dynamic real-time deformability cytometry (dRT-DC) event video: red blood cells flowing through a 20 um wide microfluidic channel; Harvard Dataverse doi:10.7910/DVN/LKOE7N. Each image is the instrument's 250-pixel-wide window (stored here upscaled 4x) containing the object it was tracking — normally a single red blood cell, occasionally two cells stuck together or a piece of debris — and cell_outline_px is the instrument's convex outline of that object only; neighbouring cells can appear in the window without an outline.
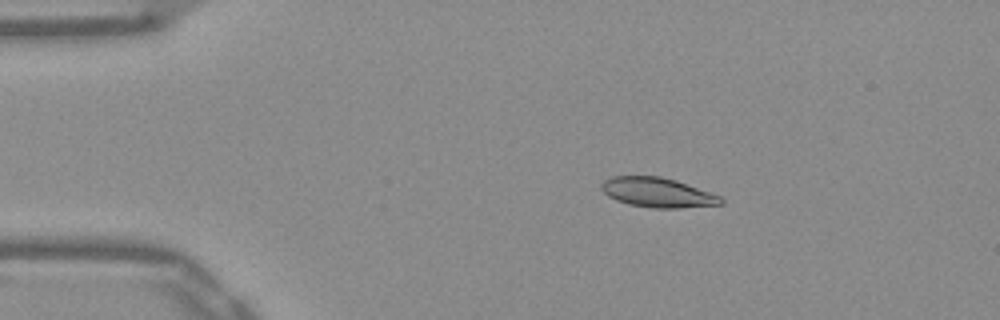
{"species": "Egyptian fruit bat (a non-hibernating species)", "species_latin": "Rousettus aegyptiacus", "temperature_condition": "warm", "stored_images_in_passage": 52, "camera_frame_rate_fps": 3000, "um_per_image_px": 0.085, "frame": {"image": 1, "passage_image": 9, "time_ms": 2.667, "image_size_px": [1000, 320], "cell_outline_px": [[724, 204], [680, 208], [652, 208], [628, 204], [616, 200], [608, 196], [600, 188], [600, 184], [604, 180], [612, 176], [660, 176], [676, 180], [720, 196], [724, 200]], "centroid_in_image_um": [55.87, 16.36], "position_along_channel_um": 29.1, "area_um2": 20.69}}
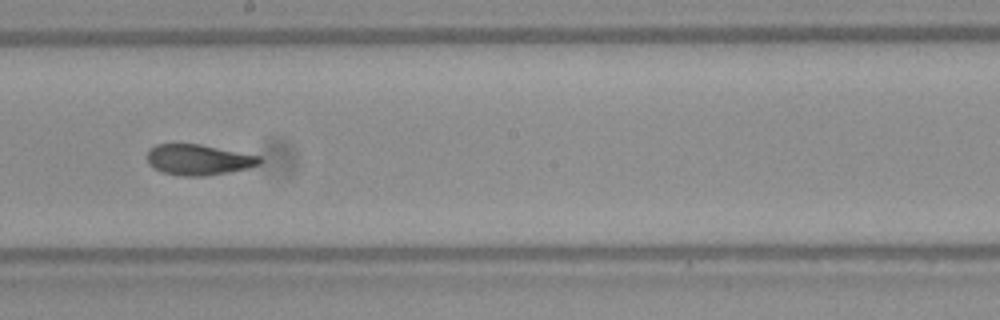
{"frame": {"image": 2, "passage_image": 29, "time_ms": 9.333, "image_size_px": [1000, 320], "cell_outline_px": [[264, 160], [260, 164], [248, 168], [228, 172], [204, 176], [184, 176], [164, 172], [152, 168], [148, 164], [148, 148], [156, 144], [200, 144], [260, 156]], "centroid_in_image_um": [16.87, 13.57], "position_along_channel_um": 231.3, "area_um2": 20.11}}
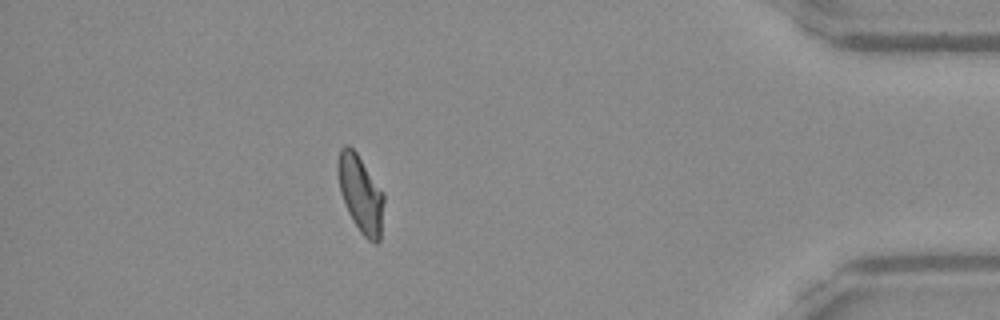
{"frame": {"image": 3, "passage_image": 46, "time_ms": 15.0, "image_size_px": [1000, 320], "cell_outline_px": [[384, 200], [380, 240], [376, 244], [368, 240], [360, 232], [352, 220], [344, 204], [340, 192], [336, 172], [336, 164], [340, 148], [344, 144], [348, 144], [356, 152], [384, 192]], "centroid_in_image_um": [30.63, 16.45], "position_along_channel_um": 404.6, "area_um2": 21.04}, "authors_computed_cell_mechanics": {"area_um2": 20.5768, "velocity_mm_per_s": 3.886, "shape_relaxation_time_tau1_ms": 5.0984, "shape_relaxation_time_tau2_ms": 1.4344, "deformation_change_tau1": 0.1965, "deformation_change_tau2": 0.0848}}